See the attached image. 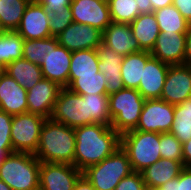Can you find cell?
Wrapping results in <instances>:
<instances>
[{
  "label": "cell",
  "mask_w": 191,
  "mask_h": 190,
  "mask_svg": "<svg viewBox=\"0 0 191 190\" xmlns=\"http://www.w3.org/2000/svg\"><path fill=\"white\" fill-rule=\"evenodd\" d=\"M74 130V166L81 172L102 162L121 147V136L111 126L94 123Z\"/></svg>",
  "instance_id": "1"
},
{
  "label": "cell",
  "mask_w": 191,
  "mask_h": 190,
  "mask_svg": "<svg viewBox=\"0 0 191 190\" xmlns=\"http://www.w3.org/2000/svg\"><path fill=\"white\" fill-rule=\"evenodd\" d=\"M34 155L40 162L65 163L74 166V128L53 121L51 118L46 119Z\"/></svg>",
  "instance_id": "2"
},
{
  "label": "cell",
  "mask_w": 191,
  "mask_h": 190,
  "mask_svg": "<svg viewBox=\"0 0 191 190\" xmlns=\"http://www.w3.org/2000/svg\"><path fill=\"white\" fill-rule=\"evenodd\" d=\"M40 165L32 153H10L0 167V180L12 190H38Z\"/></svg>",
  "instance_id": "3"
},
{
  "label": "cell",
  "mask_w": 191,
  "mask_h": 190,
  "mask_svg": "<svg viewBox=\"0 0 191 190\" xmlns=\"http://www.w3.org/2000/svg\"><path fill=\"white\" fill-rule=\"evenodd\" d=\"M108 97L111 127L120 136L135 130L145 101L138 90L123 88Z\"/></svg>",
  "instance_id": "4"
},
{
  "label": "cell",
  "mask_w": 191,
  "mask_h": 190,
  "mask_svg": "<svg viewBox=\"0 0 191 190\" xmlns=\"http://www.w3.org/2000/svg\"><path fill=\"white\" fill-rule=\"evenodd\" d=\"M160 134L132 130L121 135V148L127 153L132 170L143 171L161 159Z\"/></svg>",
  "instance_id": "5"
},
{
  "label": "cell",
  "mask_w": 191,
  "mask_h": 190,
  "mask_svg": "<svg viewBox=\"0 0 191 190\" xmlns=\"http://www.w3.org/2000/svg\"><path fill=\"white\" fill-rule=\"evenodd\" d=\"M133 172L127 153L119 147L102 162L83 171L96 190H114L119 182Z\"/></svg>",
  "instance_id": "6"
},
{
  "label": "cell",
  "mask_w": 191,
  "mask_h": 190,
  "mask_svg": "<svg viewBox=\"0 0 191 190\" xmlns=\"http://www.w3.org/2000/svg\"><path fill=\"white\" fill-rule=\"evenodd\" d=\"M45 120L40 115L28 112L13 115L11 128L13 151L34 154L38 148L40 131Z\"/></svg>",
  "instance_id": "7"
},
{
  "label": "cell",
  "mask_w": 191,
  "mask_h": 190,
  "mask_svg": "<svg viewBox=\"0 0 191 190\" xmlns=\"http://www.w3.org/2000/svg\"><path fill=\"white\" fill-rule=\"evenodd\" d=\"M53 121L63 123L71 128L88 125L87 99L82 95L61 88L51 116Z\"/></svg>",
  "instance_id": "8"
},
{
  "label": "cell",
  "mask_w": 191,
  "mask_h": 190,
  "mask_svg": "<svg viewBox=\"0 0 191 190\" xmlns=\"http://www.w3.org/2000/svg\"><path fill=\"white\" fill-rule=\"evenodd\" d=\"M175 105L161 99H146L135 130L169 133L174 122Z\"/></svg>",
  "instance_id": "9"
},
{
  "label": "cell",
  "mask_w": 191,
  "mask_h": 190,
  "mask_svg": "<svg viewBox=\"0 0 191 190\" xmlns=\"http://www.w3.org/2000/svg\"><path fill=\"white\" fill-rule=\"evenodd\" d=\"M72 52L58 43L56 37H49L48 54L40 65L43 77L56 82L60 87L69 85V70Z\"/></svg>",
  "instance_id": "10"
},
{
  "label": "cell",
  "mask_w": 191,
  "mask_h": 190,
  "mask_svg": "<svg viewBox=\"0 0 191 190\" xmlns=\"http://www.w3.org/2000/svg\"><path fill=\"white\" fill-rule=\"evenodd\" d=\"M83 175L71 164L41 162L39 189L74 190L77 180Z\"/></svg>",
  "instance_id": "11"
},
{
  "label": "cell",
  "mask_w": 191,
  "mask_h": 190,
  "mask_svg": "<svg viewBox=\"0 0 191 190\" xmlns=\"http://www.w3.org/2000/svg\"><path fill=\"white\" fill-rule=\"evenodd\" d=\"M73 21L104 31L112 22L107 0H72Z\"/></svg>",
  "instance_id": "12"
},
{
  "label": "cell",
  "mask_w": 191,
  "mask_h": 190,
  "mask_svg": "<svg viewBox=\"0 0 191 190\" xmlns=\"http://www.w3.org/2000/svg\"><path fill=\"white\" fill-rule=\"evenodd\" d=\"M191 97V66L169 65L161 100L178 105Z\"/></svg>",
  "instance_id": "13"
},
{
  "label": "cell",
  "mask_w": 191,
  "mask_h": 190,
  "mask_svg": "<svg viewBox=\"0 0 191 190\" xmlns=\"http://www.w3.org/2000/svg\"><path fill=\"white\" fill-rule=\"evenodd\" d=\"M102 35L99 29L73 21L56 38L60 45L74 52L96 49L102 43Z\"/></svg>",
  "instance_id": "14"
},
{
  "label": "cell",
  "mask_w": 191,
  "mask_h": 190,
  "mask_svg": "<svg viewBox=\"0 0 191 190\" xmlns=\"http://www.w3.org/2000/svg\"><path fill=\"white\" fill-rule=\"evenodd\" d=\"M16 31L24 40L52 37L49 29V12L39 2L31 0Z\"/></svg>",
  "instance_id": "15"
},
{
  "label": "cell",
  "mask_w": 191,
  "mask_h": 190,
  "mask_svg": "<svg viewBox=\"0 0 191 190\" xmlns=\"http://www.w3.org/2000/svg\"><path fill=\"white\" fill-rule=\"evenodd\" d=\"M61 88L56 82L43 78L32 89L27 90L28 113L45 119L51 118Z\"/></svg>",
  "instance_id": "16"
},
{
  "label": "cell",
  "mask_w": 191,
  "mask_h": 190,
  "mask_svg": "<svg viewBox=\"0 0 191 190\" xmlns=\"http://www.w3.org/2000/svg\"><path fill=\"white\" fill-rule=\"evenodd\" d=\"M187 32H160L151 56L168 65L184 64Z\"/></svg>",
  "instance_id": "17"
},
{
  "label": "cell",
  "mask_w": 191,
  "mask_h": 190,
  "mask_svg": "<svg viewBox=\"0 0 191 190\" xmlns=\"http://www.w3.org/2000/svg\"><path fill=\"white\" fill-rule=\"evenodd\" d=\"M95 50L99 59L98 69L106 80L107 95L125 88L121 77V64L124 56L116 53L103 42Z\"/></svg>",
  "instance_id": "18"
},
{
  "label": "cell",
  "mask_w": 191,
  "mask_h": 190,
  "mask_svg": "<svg viewBox=\"0 0 191 190\" xmlns=\"http://www.w3.org/2000/svg\"><path fill=\"white\" fill-rule=\"evenodd\" d=\"M169 65L151 56L143 70L138 92L146 99H160Z\"/></svg>",
  "instance_id": "19"
},
{
  "label": "cell",
  "mask_w": 191,
  "mask_h": 190,
  "mask_svg": "<svg viewBox=\"0 0 191 190\" xmlns=\"http://www.w3.org/2000/svg\"><path fill=\"white\" fill-rule=\"evenodd\" d=\"M0 110L11 115L28 112L27 90L6 72L0 75Z\"/></svg>",
  "instance_id": "20"
},
{
  "label": "cell",
  "mask_w": 191,
  "mask_h": 190,
  "mask_svg": "<svg viewBox=\"0 0 191 190\" xmlns=\"http://www.w3.org/2000/svg\"><path fill=\"white\" fill-rule=\"evenodd\" d=\"M102 42L122 56L142 51L130 25L126 23L111 22L103 31Z\"/></svg>",
  "instance_id": "21"
},
{
  "label": "cell",
  "mask_w": 191,
  "mask_h": 190,
  "mask_svg": "<svg viewBox=\"0 0 191 190\" xmlns=\"http://www.w3.org/2000/svg\"><path fill=\"white\" fill-rule=\"evenodd\" d=\"M183 168L184 166L180 161L161 158L156 163L146 167L141 171V174L146 187L159 188L169 180L177 178Z\"/></svg>",
  "instance_id": "22"
},
{
  "label": "cell",
  "mask_w": 191,
  "mask_h": 190,
  "mask_svg": "<svg viewBox=\"0 0 191 190\" xmlns=\"http://www.w3.org/2000/svg\"><path fill=\"white\" fill-rule=\"evenodd\" d=\"M129 25L140 48L144 51L151 52L160 34V29L154 13H141Z\"/></svg>",
  "instance_id": "23"
},
{
  "label": "cell",
  "mask_w": 191,
  "mask_h": 190,
  "mask_svg": "<svg viewBox=\"0 0 191 190\" xmlns=\"http://www.w3.org/2000/svg\"><path fill=\"white\" fill-rule=\"evenodd\" d=\"M150 57L151 53L144 50L124 56L121 77L125 88L138 89L146 61Z\"/></svg>",
  "instance_id": "24"
},
{
  "label": "cell",
  "mask_w": 191,
  "mask_h": 190,
  "mask_svg": "<svg viewBox=\"0 0 191 190\" xmlns=\"http://www.w3.org/2000/svg\"><path fill=\"white\" fill-rule=\"evenodd\" d=\"M5 72L26 90L32 89L44 78L40 66L24 58L9 63Z\"/></svg>",
  "instance_id": "25"
},
{
  "label": "cell",
  "mask_w": 191,
  "mask_h": 190,
  "mask_svg": "<svg viewBox=\"0 0 191 190\" xmlns=\"http://www.w3.org/2000/svg\"><path fill=\"white\" fill-rule=\"evenodd\" d=\"M99 59L95 49L72 52L69 70V84L80 76H100Z\"/></svg>",
  "instance_id": "26"
},
{
  "label": "cell",
  "mask_w": 191,
  "mask_h": 190,
  "mask_svg": "<svg viewBox=\"0 0 191 190\" xmlns=\"http://www.w3.org/2000/svg\"><path fill=\"white\" fill-rule=\"evenodd\" d=\"M31 0H0V24L5 31H16Z\"/></svg>",
  "instance_id": "27"
},
{
  "label": "cell",
  "mask_w": 191,
  "mask_h": 190,
  "mask_svg": "<svg viewBox=\"0 0 191 190\" xmlns=\"http://www.w3.org/2000/svg\"><path fill=\"white\" fill-rule=\"evenodd\" d=\"M153 13L160 32H188L191 26L174 5L158 9Z\"/></svg>",
  "instance_id": "28"
},
{
  "label": "cell",
  "mask_w": 191,
  "mask_h": 190,
  "mask_svg": "<svg viewBox=\"0 0 191 190\" xmlns=\"http://www.w3.org/2000/svg\"><path fill=\"white\" fill-rule=\"evenodd\" d=\"M169 133L182 144L191 139V97L175 105L174 122Z\"/></svg>",
  "instance_id": "29"
},
{
  "label": "cell",
  "mask_w": 191,
  "mask_h": 190,
  "mask_svg": "<svg viewBox=\"0 0 191 190\" xmlns=\"http://www.w3.org/2000/svg\"><path fill=\"white\" fill-rule=\"evenodd\" d=\"M24 39L17 31H4L0 35V63L5 67L23 58Z\"/></svg>",
  "instance_id": "30"
},
{
  "label": "cell",
  "mask_w": 191,
  "mask_h": 190,
  "mask_svg": "<svg viewBox=\"0 0 191 190\" xmlns=\"http://www.w3.org/2000/svg\"><path fill=\"white\" fill-rule=\"evenodd\" d=\"M82 97L83 99H87L88 125L100 123L111 126L108 95L90 94L82 95Z\"/></svg>",
  "instance_id": "31"
},
{
  "label": "cell",
  "mask_w": 191,
  "mask_h": 190,
  "mask_svg": "<svg viewBox=\"0 0 191 190\" xmlns=\"http://www.w3.org/2000/svg\"><path fill=\"white\" fill-rule=\"evenodd\" d=\"M67 88L80 95H107L106 80L101 72L100 76H80L74 79Z\"/></svg>",
  "instance_id": "32"
},
{
  "label": "cell",
  "mask_w": 191,
  "mask_h": 190,
  "mask_svg": "<svg viewBox=\"0 0 191 190\" xmlns=\"http://www.w3.org/2000/svg\"><path fill=\"white\" fill-rule=\"evenodd\" d=\"M112 22L130 24L141 14L136 0H107Z\"/></svg>",
  "instance_id": "33"
},
{
  "label": "cell",
  "mask_w": 191,
  "mask_h": 190,
  "mask_svg": "<svg viewBox=\"0 0 191 190\" xmlns=\"http://www.w3.org/2000/svg\"><path fill=\"white\" fill-rule=\"evenodd\" d=\"M48 46L49 38L24 40L23 58L40 66L48 54Z\"/></svg>",
  "instance_id": "34"
},
{
  "label": "cell",
  "mask_w": 191,
  "mask_h": 190,
  "mask_svg": "<svg viewBox=\"0 0 191 190\" xmlns=\"http://www.w3.org/2000/svg\"><path fill=\"white\" fill-rule=\"evenodd\" d=\"M161 158L180 161L183 164L182 143L171 133L160 134Z\"/></svg>",
  "instance_id": "35"
},
{
  "label": "cell",
  "mask_w": 191,
  "mask_h": 190,
  "mask_svg": "<svg viewBox=\"0 0 191 190\" xmlns=\"http://www.w3.org/2000/svg\"><path fill=\"white\" fill-rule=\"evenodd\" d=\"M73 22L72 10L67 7L55 13H49V29L52 37H57Z\"/></svg>",
  "instance_id": "36"
},
{
  "label": "cell",
  "mask_w": 191,
  "mask_h": 190,
  "mask_svg": "<svg viewBox=\"0 0 191 190\" xmlns=\"http://www.w3.org/2000/svg\"><path fill=\"white\" fill-rule=\"evenodd\" d=\"M160 190H191V167H184L180 175L159 187Z\"/></svg>",
  "instance_id": "37"
},
{
  "label": "cell",
  "mask_w": 191,
  "mask_h": 190,
  "mask_svg": "<svg viewBox=\"0 0 191 190\" xmlns=\"http://www.w3.org/2000/svg\"><path fill=\"white\" fill-rule=\"evenodd\" d=\"M13 115L0 110V148H13L11 128Z\"/></svg>",
  "instance_id": "38"
},
{
  "label": "cell",
  "mask_w": 191,
  "mask_h": 190,
  "mask_svg": "<svg viewBox=\"0 0 191 190\" xmlns=\"http://www.w3.org/2000/svg\"><path fill=\"white\" fill-rule=\"evenodd\" d=\"M145 188L141 172L133 171L123 178L114 190H144Z\"/></svg>",
  "instance_id": "39"
},
{
  "label": "cell",
  "mask_w": 191,
  "mask_h": 190,
  "mask_svg": "<svg viewBox=\"0 0 191 190\" xmlns=\"http://www.w3.org/2000/svg\"><path fill=\"white\" fill-rule=\"evenodd\" d=\"M39 2L49 13L65 10L72 0H34Z\"/></svg>",
  "instance_id": "40"
},
{
  "label": "cell",
  "mask_w": 191,
  "mask_h": 190,
  "mask_svg": "<svg viewBox=\"0 0 191 190\" xmlns=\"http://www.w3.org/2000/svg\"><path fill=\"white\" fill-rule=\"evenodd\" d=\"M173 5L182 16L191 24V0H173Z\"/></svg>",
  "instance_id": "41"
},
{
  "label": "cell",
  "mask_w": 191,
  "mask_h": 190,
  "mask_svg": "<svg viewBox=\"0 0 191 190\" xmlns=\"http://www.w3.org/2000/svg\"><path fill=\"white\" fill-rule=\"evenodd\" d=\"M183 166L191 167V139L182 144Z\"/></svg>",
  "instance_id": "42"
},
{
  "label": "cell",
  "mask_w": 191,
  "mask_h": 190,
  "mask_svg": "<svg viewBox=\"0 0 191 190\" xmlns=\"http://www.w3.org/2000/svg\"><path fill=\"white\" fill-rule=\"evenodd\" d=\"M184 64L191 66V26L186 33Z\"/></svg>",
  "instance_id": "43"
},
{
  "label": "cell",
  "mask_w": 191,
  "mask_h": 190,
  "mask_svg": "<svg viewBox=\"0 0 191 190\" xmlns=\"http://www.w3.org/2000/svg\"><path fill=\"white\" fill-rule=\"evenodd\" d=\"M74 190H96L88 179L82 175L76 182Z\"/></svg>",
  "instance_id": "44"
},
{
  "label": "cell",
  "mask_w": 191,
  "mask_h": 190,
  "mask_svg": "<svg viewBox=\"0 0 191 190\" xmlns=\"http://www.w3.org/2000/svg\"><path fill=\"white\" fill-rule=\"evenodd\" d=\"M141 13H152L153 8L150 0H136Z\"/></svg>",
  "instance_id": "45"
},
{
  "label": "cell",
  "mask_w": 191,
  "mask_h": 190,
  "mask_svg": "<svg viewBox=\"0 0 191 190\" xmlns=\"http://www.w3.org/2000/svg\"><path fill=\"white\" fill-rule=\"evenodd\" d=\"M153 11L173 5V0H150Z\"/></svg>",
  "instance_id": "46"
},
{
  "label": "cell",
  "mask_w": 191,
  "mask_h": 190,
  "mask_svg": "<svg viewBox=\"0 0 191 190\" xmlns=\"http://www.w3.org/2000/svg\"><path fill=\"white\" fill-rule=\"evenodd\" d=\"M13 152H14L13 148H0V167L3 163V160L6 158V156Z\"/></svg>",
  "instance_id": "47"
},
{
  "label": "cell",
  "mask_w": 191,
  "mask_h": 190,
  "mask_svg": "<svg viewBox=\"0 0 191 190\" xmlns=\"http://www.w3.org/2000/svg\"><path fill=\"white\" fill-rule=\"evenodd\" d=\"M0 190H12L3 180H0Z\"/></svg>",
  "instance_id": "48"
},
{
  "label": "cell",
  "mask_w": 191,
  "mask_h": 190,
  "mask_svg": "<svg viewBox=\"0 0 191 190\" xmlns=\"http://www.w3.org/2000/svg\"><path fill=\"white\" fill-rule=\"evenodd\" d=\"M5 66L0 63V75H2L5 72Z\"/></svg>",
  "instance_id": "49"
},
{
  "label": "cell",
  "mask_w": 191,
  "mask_h": 190,
  "mask_svg": "<svg viewBox=\"0 0 191 190\" xmlns=\"http://www.w3.org/2000/svg\"><path fill=\"white\" fill-rule=\"evenodd\" d=\"M144 190H160L159 188L154 187H146Z\"/></svg>",
  "instance_id": "50"
},
{
  "label": "cell",
  "mask_w": 191,
  "mask_h": 190,
  "mask_svg": "<svg viewBox=\"0 0 191 190\" xmlns=\"http://www.w3.org/2000/svg\"><path fill=\"white\" fill-rule=\"evenodd\" d=\"M5 30L2 28L1 24H0V35L4 32Z\"/></svg>",
  "instance_id": "51"
}]
</instances>
